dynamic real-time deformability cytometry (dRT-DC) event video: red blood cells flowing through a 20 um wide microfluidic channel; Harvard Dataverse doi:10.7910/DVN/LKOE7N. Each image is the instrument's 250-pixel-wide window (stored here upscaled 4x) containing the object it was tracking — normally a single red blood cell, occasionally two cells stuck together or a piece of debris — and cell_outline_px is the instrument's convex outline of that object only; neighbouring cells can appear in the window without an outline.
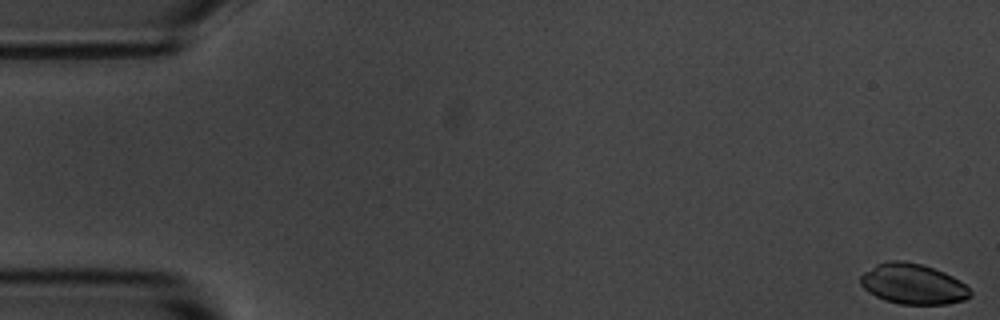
{"species": "common noctule bat (a hibernating species)", "species_latin": "Nyctalus noctula", "temperature_condition": "room temperature", "stored_images_in_passage": 56, "camera_frame_rate_fps": 3000, "um_per_image_px": 0.085, "animal": {"sex": "male", "body_mass_g": 20.1, "forearm_length_mm": 53.5}, "frame": {"image": 1, "passage_image": 1, "time_ms": 0.0, "image_size_px": [1000, 320], "cell_outline_px": [[972, 296], [964, 300], [948, 304], [900, 304], [884, 300], [868, 292], [860, 284], [860, 276], [864, 272], [876, 264], [888, 260], [904, 260], [920, 264], [944, 272], [960, 280], [972, 292]], "centroid_in_image_um": [77.6, 24.14], "position_along_channel_um": 7.4, "area_um2": 25.95}}
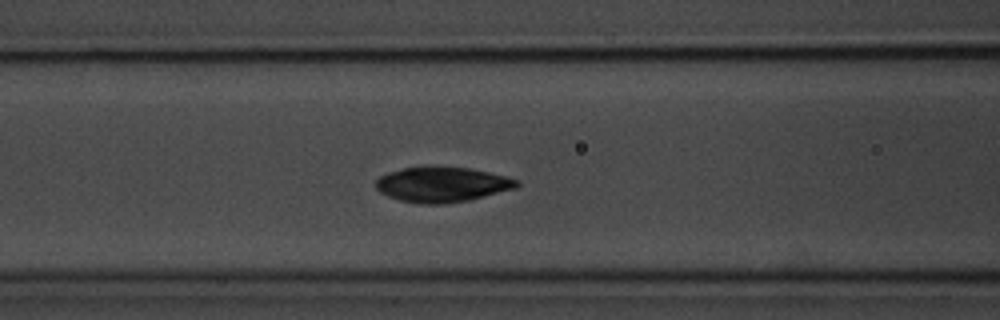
{"frame": {"image": 2, "passage_image": 23, "time_ms": 7.333, "image_size_px": [1000, 320], "cell_outline_px": [[520, 184], [516, 188], [468, 200], [448, 204], [420, 204], [400, 200], [388, 196], [380, 192], [376, 188], [376, 180], [380, 176], [388, 172], [404, 168], [428, 164], [436, 164], [468, 168], [488, 172], [520, 180]], "centroid_in_image_um": [37.56, 15.65], "position_along_channel_um": 129.0, "area_um2": 29.42}}
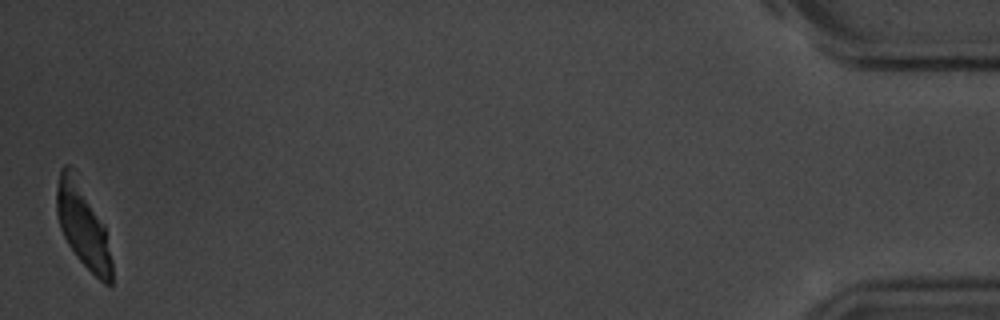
{"frame": {"image": 3, "passage_image": 56, "time_ms": 18.333, "image_size_px": [1000, 320], "cell_outline_px": [[112, 284], [104, 284], [76, 256], [68, 244], [60, 228], [56, 212], [56, 188], [60, 168], [64, 164], [68, 164], [104, 224], [112, 260]], "centroid_in_image_um": [7.03, 19.2], "position_along_channel_um": 428.2, "area_um2": 26.36}, "authors_computed_cell_mechanics": {"area_um2": 28.1197, "velocity_mm_per_s": 3.5634, "shape_relaxation_time_tau1_ms": 3.4072, "shape_relaxation_time_tau2_ms": null, "deformation_change_tau1": 0.1864, "deformation_change_tau2": null}}